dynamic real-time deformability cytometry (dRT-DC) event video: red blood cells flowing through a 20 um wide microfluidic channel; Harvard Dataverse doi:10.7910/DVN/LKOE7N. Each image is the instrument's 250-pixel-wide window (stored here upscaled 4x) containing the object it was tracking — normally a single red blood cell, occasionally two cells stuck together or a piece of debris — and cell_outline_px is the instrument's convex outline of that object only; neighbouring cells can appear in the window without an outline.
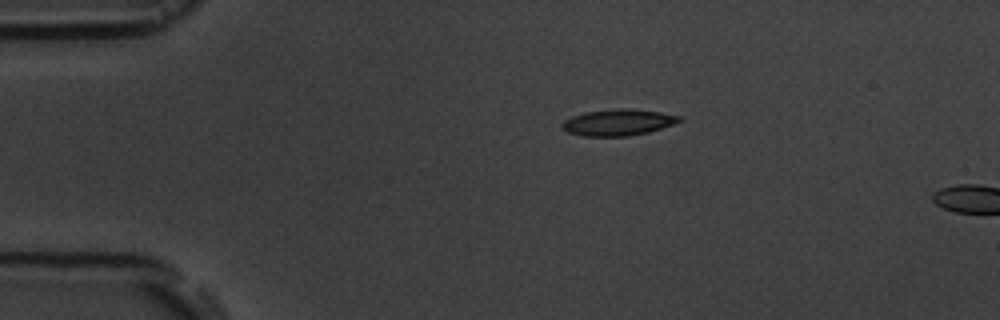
{"species": "common noctule bat (a hibernating species)", "species_latin": "Nyctalus noctula", "temperature_condition": "room temperature", "stored_images_in_passage": 2, "camera_frame_rate_fps": 3000, "um_per_image_px": 0.085, "animal": {"sex": "male", "body_mass_g": 19.5, "forearm_length_mm": 54.6}, "frame": {"image": 1, "passage_image": 1, "time_ms": 0.0, "image_size_px": [1000, 320], "cell_outline_px": [[684, 120], [648, 132], [628, 136], [584, 136], [568, 132], [560, 124], [564, 120], [572, 116], [584, 112], [620, 108], [632, 108], [660, 112], [680, 116]], "centroid_in_image_um": [52.54, 10.39], "position_along_channel_um": 32.5, "area_um2": 17.92}}